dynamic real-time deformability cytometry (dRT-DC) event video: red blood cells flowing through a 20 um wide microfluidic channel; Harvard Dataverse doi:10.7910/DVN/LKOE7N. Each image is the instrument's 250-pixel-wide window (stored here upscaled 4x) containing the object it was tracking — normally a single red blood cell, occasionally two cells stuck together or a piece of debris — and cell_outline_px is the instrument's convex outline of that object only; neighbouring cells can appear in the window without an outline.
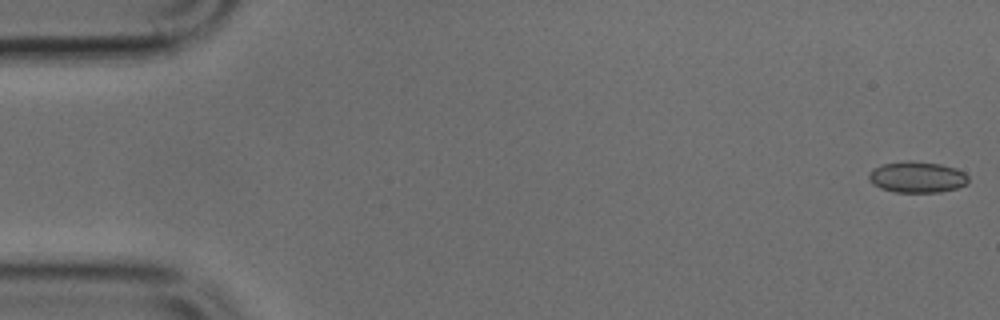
{"species": "common noctule bat (a hibernating species)", "species_latin": "Nyctalus noctula", "temperature_condition": "cold", "stored_images_in_passage": 4, "camera_frame_rate_fps": 3000, "um_per_image_px": 0.085, "animal": {"sex": "male", "body_mass_g": 17.9, "forearm_length_mm": 54.2}, "frame": {"image": 1, "passage_image": 1, "time_ms": 0.0, "image_size_px": [1000, 320], "cell_outline_px": [[968, 184], [956, 188], [940, 192], [896, 192], [880, 188], [872, 184], [868, 180], [868, 176], [872, 168], [884, 164], [908, 160], [912, 160], [940, 164], [956, 168], [964, 172], [968, 176]], "centroid_in_image_um": [77.95, 15.05], "position_along_channel_um": 7.1, "area_um2": 18.21}}
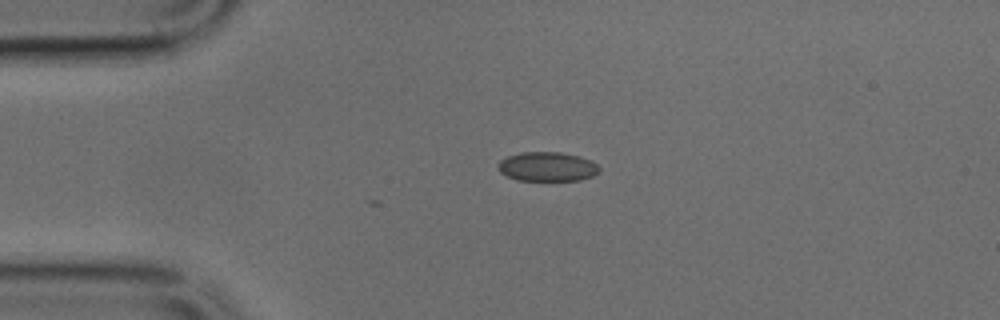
{"frame": {"image": 2, "passage_image": 3, "time_ms": 0.667, "image_size_px": [1000, 320], "cell_outline_px": [[600, 168], [592, 176], [580, 180], [516, 180], [500, 172], [496, 168], [496, 164], [500, 160], [508, 156], [520, 152], [560, 152], [592, 160]], "centroid_in_image_um": [46.46, 14.16], "position_along_channel_um": 38.5, "area_um2": 17.22}}